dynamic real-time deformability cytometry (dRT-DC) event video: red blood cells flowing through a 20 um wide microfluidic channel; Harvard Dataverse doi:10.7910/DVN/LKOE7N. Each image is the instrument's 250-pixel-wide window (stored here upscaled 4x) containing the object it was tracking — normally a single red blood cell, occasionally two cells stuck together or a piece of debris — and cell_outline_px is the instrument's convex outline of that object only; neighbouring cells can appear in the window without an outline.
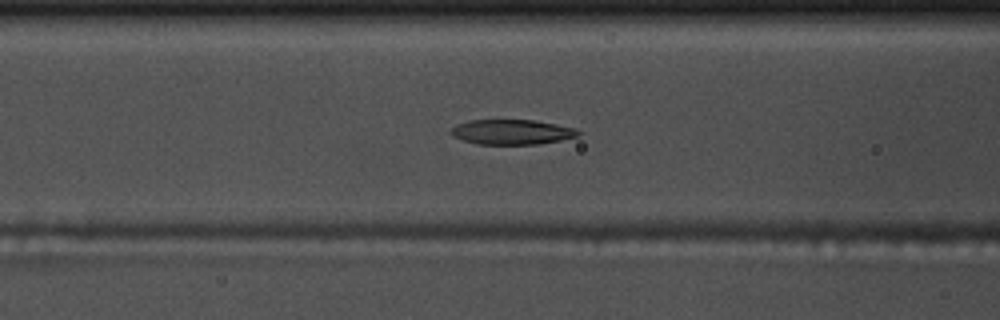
{"species": "common noctule bat (a hibernating species)", "species_latin": "Nyctalus noctula", "temperature_condition": "warm", "stored_images_in_passage": 47, "camera_frame_rate_fps": 3000, "um_per_image_px": 0.085, "animal": {"sex": "male", "body_mass_g": 17.5, "forearm_length_mm": 52.3}, "frame": {"image": 1, "passage_image": 17, "time_ms": 5.333, "image_size_px": [1000, 320], "cell_outline_px": [[580, 136], [540, 144], [476, 144], [452, 136], [448, 132], [456, 124], [468, 120], [532, 120], [556, 124], [576, 128], [580, 132]], "centroid_in_image_um": [43.49, 11.22], "position_along_channel_um": 123.1, "area_um2": 18.61}}
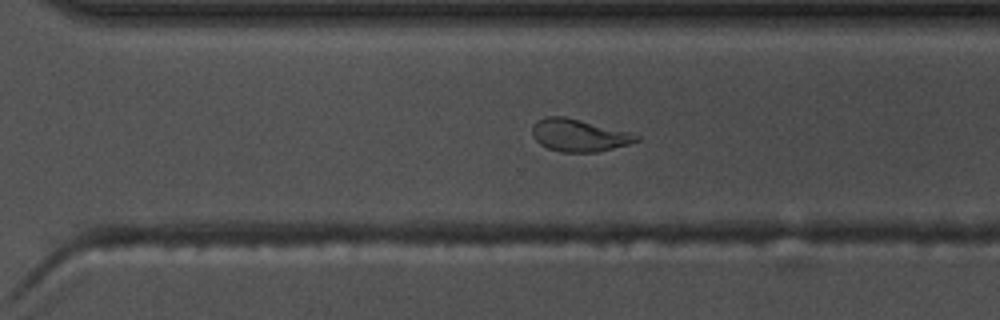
{"frame": {"image": 2, "passage_image": 33, "time_ms": 10.667, "image_size_px": [1000, 320], "cell_outline_px": [[640, 140], [628, 144], [596, 152], [560, 152], [548, 148], [540, 144], [532, 136], [532, 124], [536, 120], [548, 116], [564, 116], [632, 132], [640, 136]], "centroid_in_image_um": [49.2, 11.49], "position_along_channel_um": 321.4, "area_um2": 19.77}}
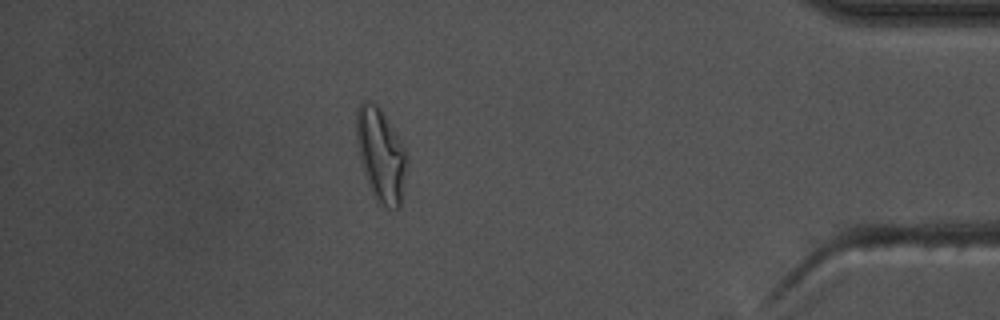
{"frame": {"image": 3, "passage_image": 43, "time_ms": 14.0, "image_size_px": [1000, 320], "cell_outline_px": [[408, 164], [400, 204], [396, 208], [388, 208], [380, 204], [376, 200], [368, 180], [356, 144], [356, 108], [364, 100], [368, 100], [376, 104], [380, 108], [400, 140], [408, 156]], "centroid_in_image_um": [32.38, 13.13], "position_along_channel_um": 402.8, "area_um2": 27.05}, "authors_computed_cell_mechanics": {"area_um2": 19.7676, "velocity_mm_per_s": 3.7247, "shape_relaxation_time_tau1_ms": 7.3883, "shape_relaxation_time_tau2_ms": 2.7492, "deformation_change_tau1": 0.238, "deformation_change_tau2": 0.101}}